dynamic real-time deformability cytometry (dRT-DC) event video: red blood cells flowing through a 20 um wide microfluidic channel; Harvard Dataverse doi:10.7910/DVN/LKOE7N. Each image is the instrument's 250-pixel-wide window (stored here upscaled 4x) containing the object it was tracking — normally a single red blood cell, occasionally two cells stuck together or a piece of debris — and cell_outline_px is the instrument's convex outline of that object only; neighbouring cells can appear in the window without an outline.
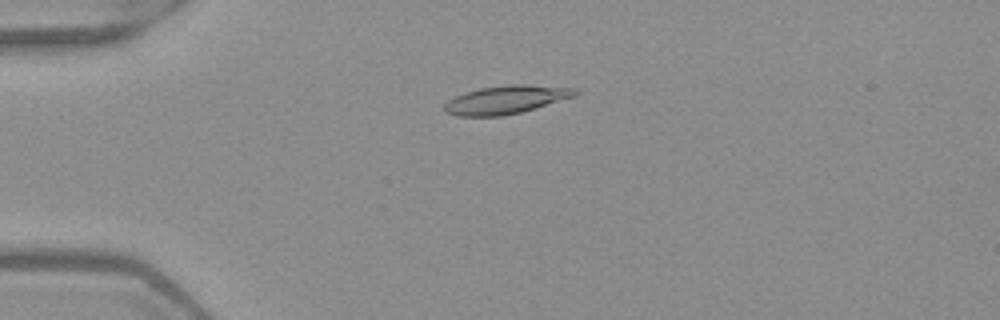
{"species": "Egyptian fruit bat (a non-hibernating species)", "species_latin": "Rousettus aegyptiacus", "temperature_condition": "warm", "stored_images_in_passage": 51, "camera_frame_rate_fps": 3000, "um_per_image_px": 0.085, "frame": {"image": 1, "passage_image": 13, "time_ms": 4.0, "image_size_px": [1000, 320], "cell_outline_px": [[580, 92], [576, 96], [520, 112], [500, 116], [456, 116], [444, 112], [444, 104], [448, 100], [456, 96], [480, 88], [512, 84], [524, 84], [576, 88]], "centroid_in_image_um": [43.02, 8.47], "position_along_channel_um": 42.0, "area_um2": 21.39}}
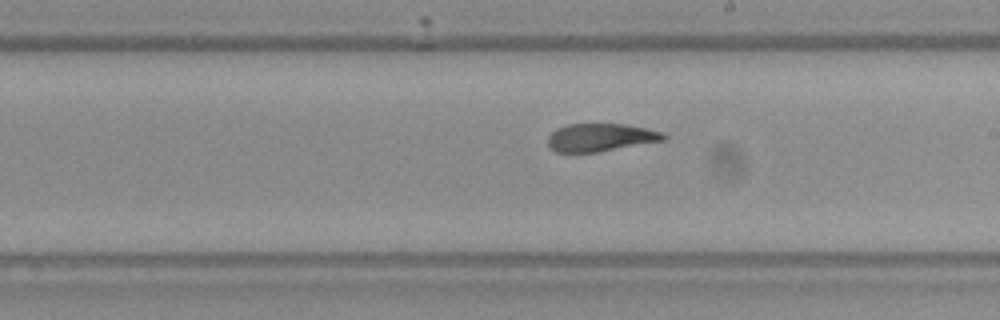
{"frame": {"image": 2, "passage_image": 30, "time_ms": 9.667, "image_size_px": [1000, 320], "cell_outline_px": [[668, 136], [664, 140], [600, 152], [556, 152], [548, 144], [548, 136], [556, 128], [568, 124], [624, 124], [664, 132]], "centroid_in_image_um": [51.06, 11.68], "position_along_channel_um": 237.9, "area_um2": 18.79}}
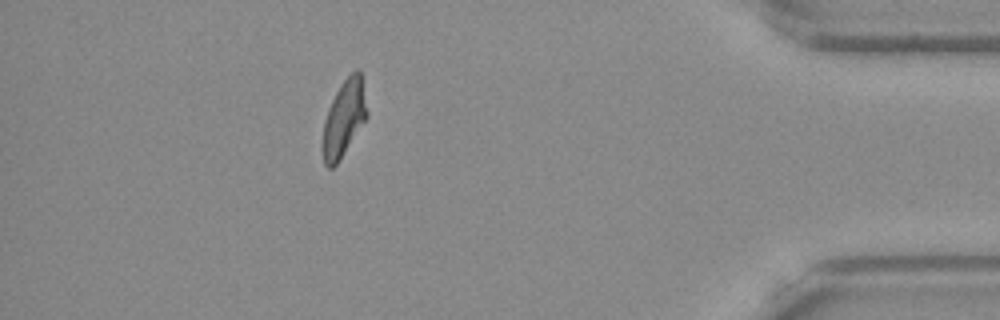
{"frame": {"image": 3, "passage_image": 46, "time_ms": 15.0, "image_size_px": [1000, 320], "cell_outline_px": [[368, 116], [336, 164], [332, 168], [328, 168], [324, 164], [320, 148], [324, 120], [328, 108], [340, 84], [356, 68], [360, 72], [368, 112]], "centroid_in_image_um": [29.19, 10.09], "position_along_channel_um": 406.0, "area_um2": 19.71}, "authors_computed_cell_mechanics": {"area_um2": 20.1722, "velocity_mm_per_s": 3.9857, "shape_relaxation_time_tau1_ms": 8.1429, "shape_relaxation_time_tau2_ms": 1.5055, "deformation_change_tau1": 0.2436, "deformation_change_tau2": 0.0906}}